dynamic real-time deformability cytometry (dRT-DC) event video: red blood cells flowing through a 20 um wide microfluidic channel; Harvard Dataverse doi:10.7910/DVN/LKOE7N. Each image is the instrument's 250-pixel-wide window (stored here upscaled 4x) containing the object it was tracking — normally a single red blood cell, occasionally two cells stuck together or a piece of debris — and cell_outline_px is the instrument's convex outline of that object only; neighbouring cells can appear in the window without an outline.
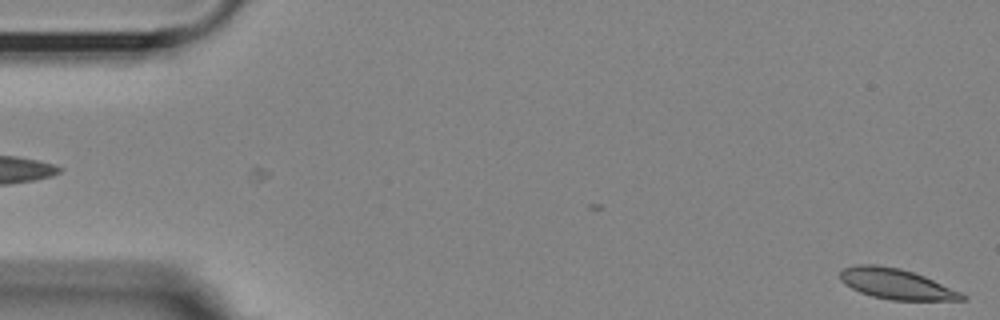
{"species": "Egyptian fruit bat (a non-hibernating species)", "species_latin": "Rousettus aegyptiacus", "temperature_condition": "room temperature", "stored_images_in_passage": 3, "camera_frame_rate_fps": 3000, "um_per_image_px": 0.085, "animal": {"sex": "female"}, "frame": {"image": 1, "passage_image": 3, "time_ms": 0.667, "image_size_px": [1000, 320], "cell_outline_px": [[968, 300], [892, 300], [872, 296], [860, 292], [844, 284], [840, 280], [840, 272], [844, 268], [856, 264], [876, 264], [900, 268], [924, 276], [960, 292], [968, 296]], "centroid_in_image_um": [76.17, 24.13], "position_along_channel_um": 8.8, "area_um2": 21.56}}